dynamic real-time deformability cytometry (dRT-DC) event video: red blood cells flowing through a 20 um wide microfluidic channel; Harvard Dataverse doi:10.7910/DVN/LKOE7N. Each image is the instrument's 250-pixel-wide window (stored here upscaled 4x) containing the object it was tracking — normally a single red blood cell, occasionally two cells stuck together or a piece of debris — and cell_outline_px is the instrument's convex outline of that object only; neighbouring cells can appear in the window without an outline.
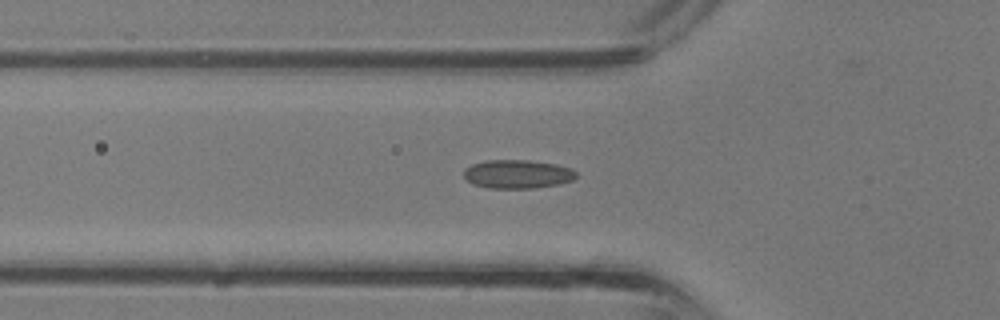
{"species": "common noctule bat (a hibernating species)", "species_latin": "Nyctalus noctula", "temperature_condition": "room temperature", "stored_images_in_passage": 34, "camera_frame_rate_fps": 3000, "um_per_image_px": 0.085, "animal": {"sex": "male", "body_mass_g": 13.3}, "frame": {"image": 1, "passage_image": 12, "time_ms": 3.667, "image_size_px": [1000, 320], "cell_outline_px": [[576, 176], [572, 180], [560, 184], [536, 188], [488, 188], [472, 184], [464, 176], [464, 168], [472, 164], [484, 160], [528, 160], [556, 164], [572, 168], [576, 172]], "centroid_in_image_um": [43.98, 14.8], "position_along_channel_um": 81.8, "area_um2": 18.9}}
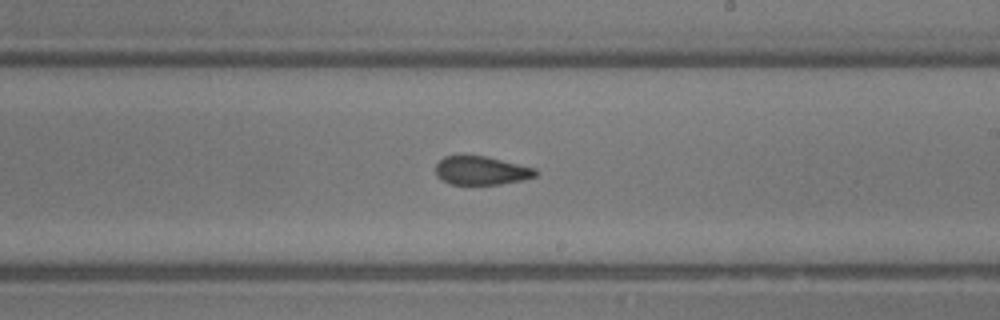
{"frame": {"image": 2, "passage_image": 21, "time_ms": 6.667, "image_size_px": [1000, 320], "cell_outline_px": [[536, 176], [520, 180], [500, 184], [452, 184], [436, 176], [436, 164], [444, 156], [484, 156], [536, 168]], "centroid_in_image_um": [40.89, 14.5], "position_along_channel_um": 248.1, "area_um2": 16.3}}
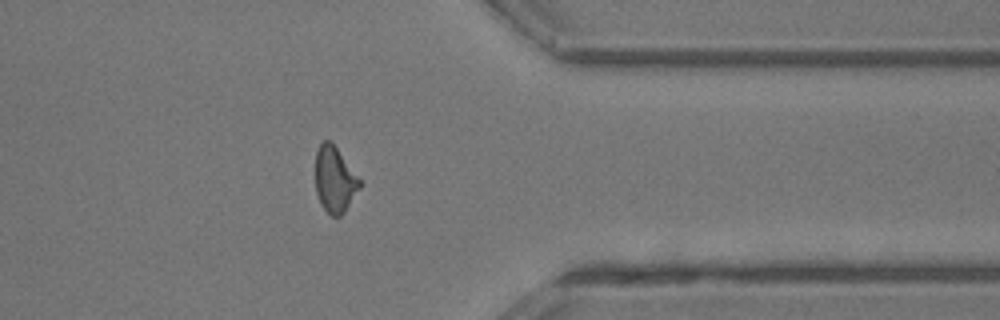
{"frame": {"image": 3, "passage_image": 29, "time_ms": 9.333, "image_size_px": [1000, 320], "cell_outline_px": [[360, 188], [344, 212], [340, 216], [332, 216], [320, 204], [316, 192], [316, 152], [320, 144], [324, 140], [328, 140], [336, 148], [360, 180]], "centroid_in_image_um": [28.43, 15.29], "position_along_channel_um": 383.0, "area_um2": 16.53}}